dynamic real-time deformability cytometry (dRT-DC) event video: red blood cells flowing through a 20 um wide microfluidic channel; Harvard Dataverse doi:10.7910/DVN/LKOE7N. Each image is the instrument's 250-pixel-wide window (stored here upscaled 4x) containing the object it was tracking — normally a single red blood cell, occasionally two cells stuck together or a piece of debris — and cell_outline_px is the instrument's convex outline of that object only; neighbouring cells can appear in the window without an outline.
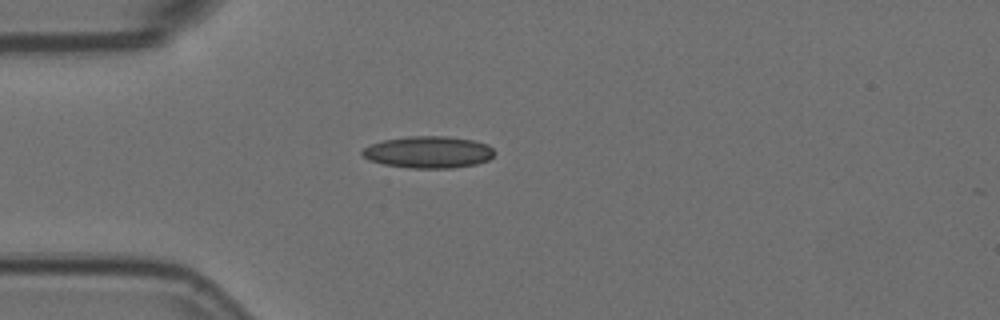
{"species": "Egyptian fruit bat (a non-hibernating species)", "species_latin": "Rousettus aegyptiacus", "temperature_condition": "room temperature", "stored_images_in_passage": 14, "camera_frame_rate_fps": 3000, "um_per_image_px": 0.085, "animal": {"sex": "female"}, "frame": {"image": 1, "passage_image": 1, "time_ms": 0.0, "image_size_px": [1000, 320], "cell_outline_px": [[496, 152], [488, 160], [476, 164], [452, 168], [408, 168], [384, 164], [368, 160], [360, 152], [368, 144], [384, 140], [408, 136], [448, 136], [472, 140], [488, 144]], "centroid_in_image_um": [36.4, 12.93], "position_along_channel_um": 48.6, "area_um2": 24.68}}
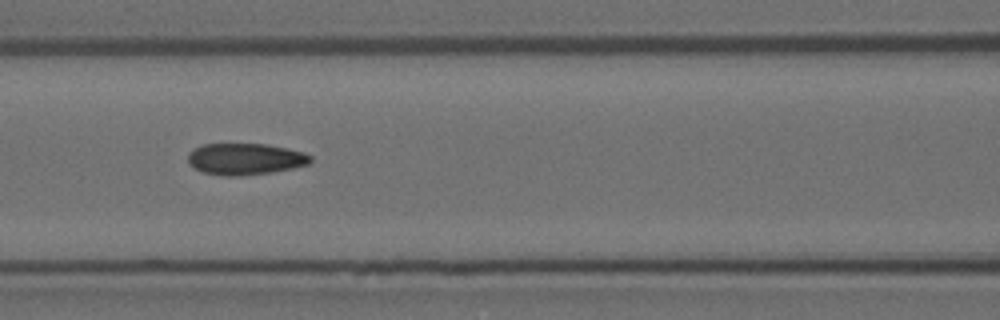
{"frame": {"image": 2, "passage_image": 10, "time_ms": 3.0, "image_size_px": [1000, 320], "cell_outline_px": [[312, 160], [308, 164], [292, 168], [268, 172], [236, 176], [228, 176], [204, 172], [188, 164], [188, 152], [200, 144], [268, 144], [288, 148], [304, 152], [312, 156]], "centroid_in_image_um": [20.83, 13.49], "position_along_channel_um": 145.8, "area_um2": 22.43}}
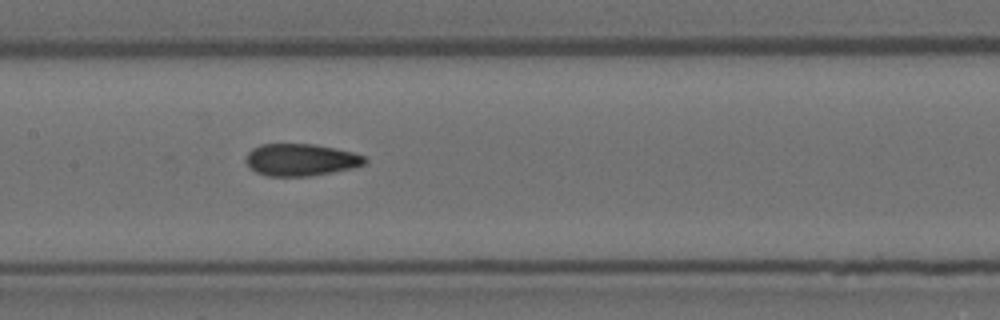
{"frame": {"image": 3, "passage_image": 13, "time_ms": 4.0, "image_size_px": [1000, 320], "cell_outline_px": [[368, 164], [352, 168], [332, 172], [308, 176], [268, 176], [256, 172], [244, 160], [248, 152], [252, 148], [260, 144], [316, 144], [352, 152], [364, 156], [368, 160]], "centroid_in_image_um": [25.58, 13.58], "position_along_channel_um": 181.8, "area_um2": 22.31}}